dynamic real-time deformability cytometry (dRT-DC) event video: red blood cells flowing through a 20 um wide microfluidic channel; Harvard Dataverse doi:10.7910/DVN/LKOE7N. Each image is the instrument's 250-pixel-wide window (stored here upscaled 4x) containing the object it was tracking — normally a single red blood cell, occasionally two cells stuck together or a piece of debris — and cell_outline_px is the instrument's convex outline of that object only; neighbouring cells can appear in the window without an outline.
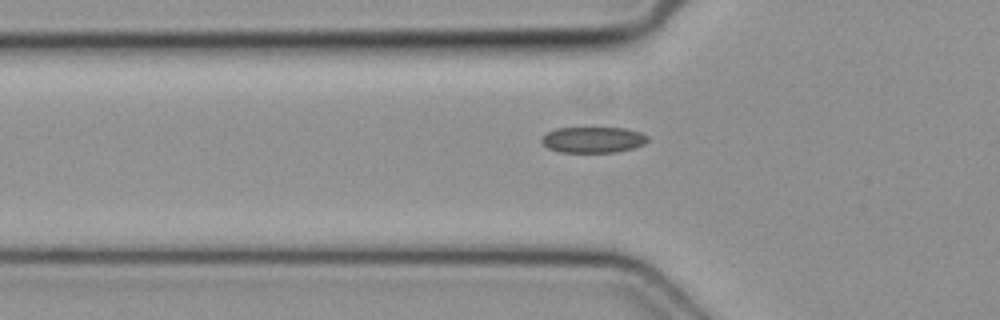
{"species": "common noctule bat (a hibernating species)", "species_latin": "Nyctalus noctula", "temperature_condition": "cold", "stored_images_in_passage": 5, "camera_frame_rate_fps": 3000, "um_per_image_px": 0.085, "animal": {"sex": "female", "body_mass_g": 19.3, "forearm_length_mm": 54.1}, "frame": {"image": 1, "passage_image": 5, "time_ms": 1.333, "image_size_px": [1000, 320], "cell_outline_px": [[648, 140], [644, 144], [632, 148], [616, 152], [560, 152], [548, 148], [540, 140], [548, 132], [556, 128], [624, 128], [640, 132], [648, 136]], "centroid_in_image_um": [50.42, 11.88], "position_along_channel_um": 75.4, "area_um2": 15.9}}